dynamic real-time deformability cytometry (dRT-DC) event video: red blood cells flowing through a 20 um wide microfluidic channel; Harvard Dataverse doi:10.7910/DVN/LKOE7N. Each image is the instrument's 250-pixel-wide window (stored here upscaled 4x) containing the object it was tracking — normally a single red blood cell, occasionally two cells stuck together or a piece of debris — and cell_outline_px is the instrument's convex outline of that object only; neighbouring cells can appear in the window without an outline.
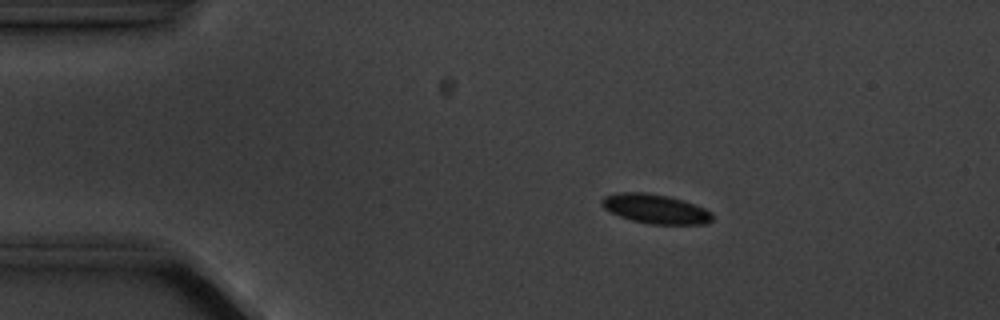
{"species": "common noctule bat (a hibernating species)", "species_latin": "Nyctalus noctula", "temperature_condition": "cold", "stored_images_in_passage": 5, "camera_frame_rate_fps": 3000, "um_per_image_px": 0.085, "animal": {"sex": "male", "body_mass_g": 20.1, "forearm_length_mm": 53.5}, "frame": {"image": 1, "passage_image": 2, "time_ms": 1.333, "image_size_px": [1000, 320], "cell_outline_px": [[712, 220], [708, 224], [652, 224], [632, 220], [620, 216], [604, 208], [600, 204], [600, 200], [604, 196], [620, 192], [644, 192], [668, 196], [684, 200], [696, 204], [712, 212]], "centroid_in_image_um": [55.73, 17.75], "position_along_channel_um": 29.3, "area_um2": 18.96}}